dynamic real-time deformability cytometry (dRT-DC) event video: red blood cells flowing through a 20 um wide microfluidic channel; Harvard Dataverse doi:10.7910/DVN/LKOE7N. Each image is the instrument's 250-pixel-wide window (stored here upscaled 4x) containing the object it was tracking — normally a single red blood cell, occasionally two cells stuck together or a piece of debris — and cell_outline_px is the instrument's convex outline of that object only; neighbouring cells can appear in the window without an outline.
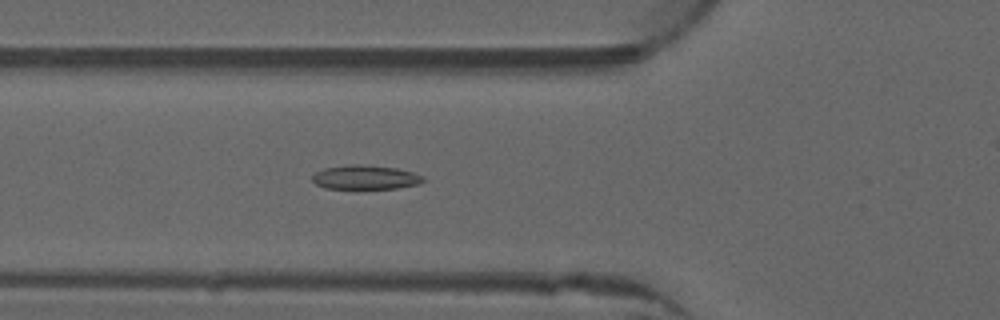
{"species": "common noctule bat (a hibernating species)", "species_latin": "Nyctalus noctula", "temperature_condition": "warm", "stored_images_in_passage": 37, "camera_frame_rate_fps": 3000, "um_per_image_px": 0.085, "animal": {"sex": "male", "forearm_length_mm": 52.5}, "frame": {"image": 1, "passage_image": 10, "time_ms": 3.0, "image_size_px": [1000, 320], "cell_outline_px": [[424, 180], [420, 184], [396, 188], [324, 188], [316, 184], [312, 180], [312, 176], [316, 172], [324, 168], [348, 164], [360, 164], [396, 168], [412, 172], [424, 176]], "centroid_in_image_um": [31.05, 15.06], "position_along_channel_um": 94.8, "area_um2": 15.55}}
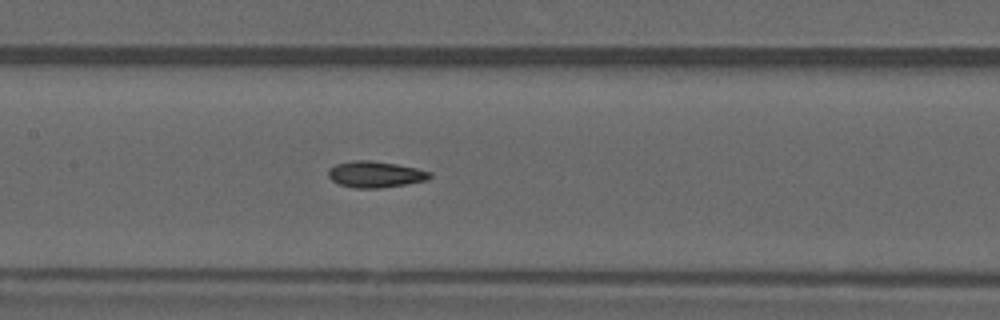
{"frame": {"image": 2, "passage_image": 16, "time_ms": 5.0, "image_size_px": [1000, 320], "cell_outline_px": [[432, 176], [428, 180], [380, 188], [356, 188], [340, 184], [332, 180], [328, 176], [328, 168], [336, 164], [352, 160], [368, 160], [396, 164], [416, 168], [432, 172]], "centroid_in_image_um": [31.9, 14.81], "position_along_channel_um": 175.5, "area_um2": 15.49}}
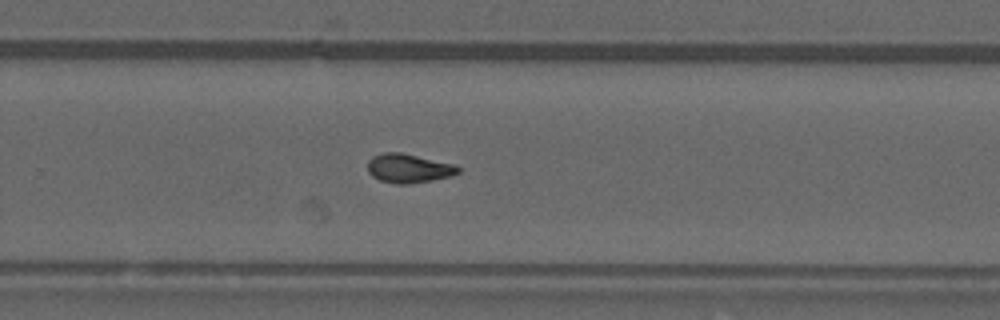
{"frame": {"image": 3, "passage_image": 25, "time_ms": 8.0, "image_size_px": [1000, 320], "cell_outline_px": [[460, 172], [452, 176], [432, 180], [408, 184], [400, 184], [380, 180], [372, 176], [368, 172], [368, 160], [372, 156], [380, 152], [400, 152], [452, 164], [460, 168]], "centroid_in_image_um": [34.7, 14.3], "position_along_channel_um": 295.1, "area_um2": 15.2}}